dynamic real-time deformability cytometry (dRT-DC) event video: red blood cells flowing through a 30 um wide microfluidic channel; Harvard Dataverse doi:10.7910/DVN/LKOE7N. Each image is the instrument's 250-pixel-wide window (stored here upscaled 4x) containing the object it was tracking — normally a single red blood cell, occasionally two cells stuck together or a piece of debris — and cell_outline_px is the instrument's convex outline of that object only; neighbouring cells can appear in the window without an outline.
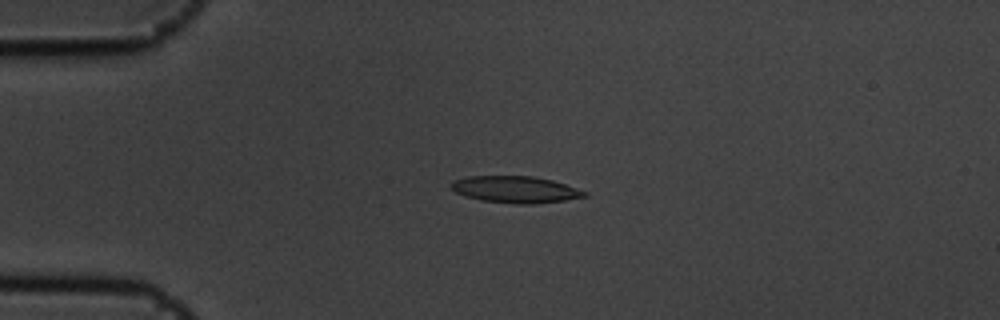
{"species": "common noctule bat (a hibernating species)", "species_latin": "Nyctalus noctula", "temperature_condition": "cold", "stored_images_in_passage": 6, "camera_frame_rate_fps": 3000, "um_per_image_px": 0.085, "animal": {"sex": "male", "body_mass_g": 19.5, "forearm_length_mm": 54.6}, "frame": {"image": 1, "passage_image": 4, "time_ms": 1.0, "image_size_px": [1000, 320], "cell_outline_px": [[588, 196], [564, 200], [532, 204], [516, 204], [480, 200], [464, 196], [456, 192], [448, 184], [452, 180], [468, 176], [532, 176], [552, 180], [588, 192]], "centroid_in_image_um": [43.77, 16.1], "position_along_channel_um": 41.2, "area_um2": 20.81}}
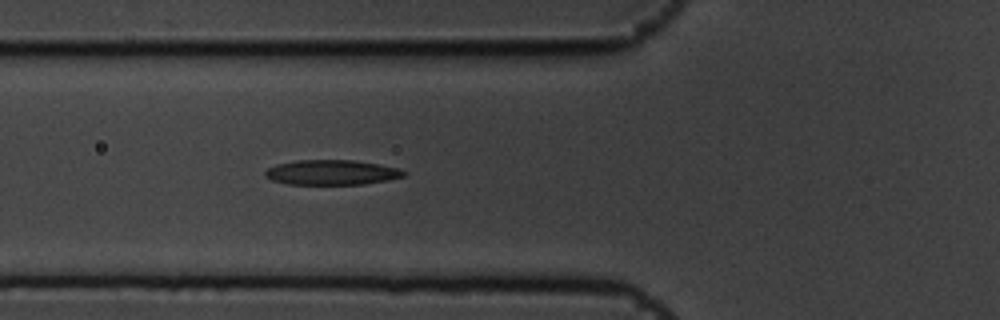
{"frame": {"image": 2, "passage_image": 6, "time_ms": 1.667, "image_size_px": [1000, 320], "cell_outline_px": [[408, 172], [404, 176], [388, 180], [364, 184], [288, 184], [272, 180], [264, 176], [264, 172], [268, 168], [276, 164], [300, 160], [352, 160], [380, 164], [400, 168]], "centroid_in_image_um": [28.22, 14.65], "position_along_channel_um": 97.6, "area_um2": 20.23}}